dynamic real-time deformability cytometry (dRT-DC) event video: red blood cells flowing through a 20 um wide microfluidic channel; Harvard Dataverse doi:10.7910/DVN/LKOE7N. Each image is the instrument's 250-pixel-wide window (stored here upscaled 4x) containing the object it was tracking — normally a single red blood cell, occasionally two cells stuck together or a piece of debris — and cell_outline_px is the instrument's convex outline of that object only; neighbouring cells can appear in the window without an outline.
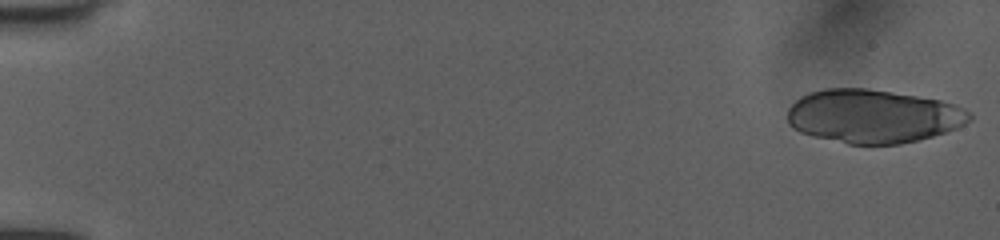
{"species": "human", "species_latin": "Homo sapiens", "temperature_condition": "room temperature", "stored_images_in_passage": 50, "camera_frame_rate_fps": 3000, "um_per_image_px": 0.085, "donor": {"sex": "female"}, "frame": {"image": 1, "passage_image": 1, "time_ms": 0.0, "image_size_px": [1000, 240], "cell_outline_px": [[972, 120], [956, 128], [932, 136], [900, 144], [848, 144], [812, 136], [800, 132], [792, 128], [788, 124], [788, 108], [796, 100], [812, 92], [824, 88], [868, 88], [940, 100], [956, 104], [972, 112]], "centroid_in_image_um": [74.22, 9.88], "position_along_channel_um": 10.8, "area_um2": 56.82}}
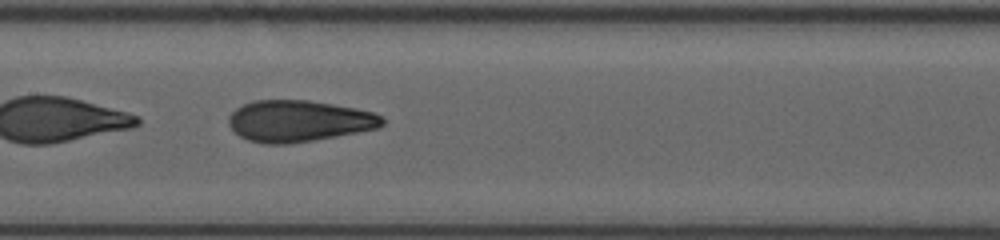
{"frame": {"image": 2, "passage_image": 27, "time_ms": 8.667, "image_size_px": [1000, 240], "cell_outline_px": [[388, 120], [380, 128], [336, 136], [288, 144], [264, 144], [248, 140], [240, 136], [228, 124], [228, 116], [236, 108], [252, 100], [308, 100], [356, 108], [372, 112], [384, 116]], "centroid_in_image_um": [25.43, 10.28], "position_along_channel_um": 182.0, "area_um2": 37.28}}
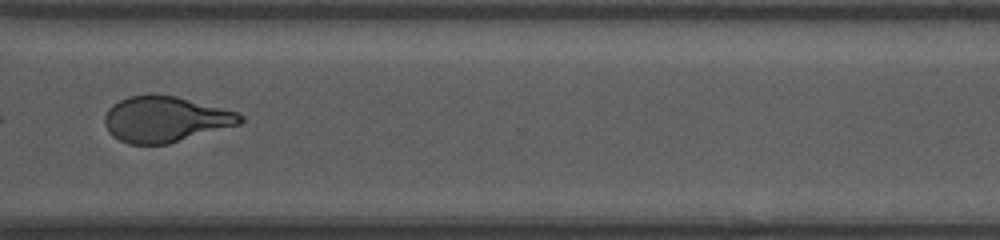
{"frame": {"image": 3, "passage_image": 40, "time_ms": 13.0, "image_size_px": [1000, 240], "cell_outline_px": [[244, 120], [240, 124], [168, 144], [128, 144], [112, 136], [108, 132], [104, 124], [104, 116], [108, 108], [112, 104], [128, 96], [148, 92], [176, 96], [236, 112], [244, 116]], "centroid_in_image_um": [14.0, 10.12], "position_along_channel_um": 356.6, "area_um2": 36.47}, "authors_computed_cell_mechanics": {"area_um2": 37.57, "velocity_mm_per_s": 4.0417, "shape_relaxation_time_tau1_ms": 6.7302, "shape_relaxation_time_tau2_ms": 1.2341, "deformation_change_tau1": 0.2046, "deformation_change_tau2": 0.0831}}